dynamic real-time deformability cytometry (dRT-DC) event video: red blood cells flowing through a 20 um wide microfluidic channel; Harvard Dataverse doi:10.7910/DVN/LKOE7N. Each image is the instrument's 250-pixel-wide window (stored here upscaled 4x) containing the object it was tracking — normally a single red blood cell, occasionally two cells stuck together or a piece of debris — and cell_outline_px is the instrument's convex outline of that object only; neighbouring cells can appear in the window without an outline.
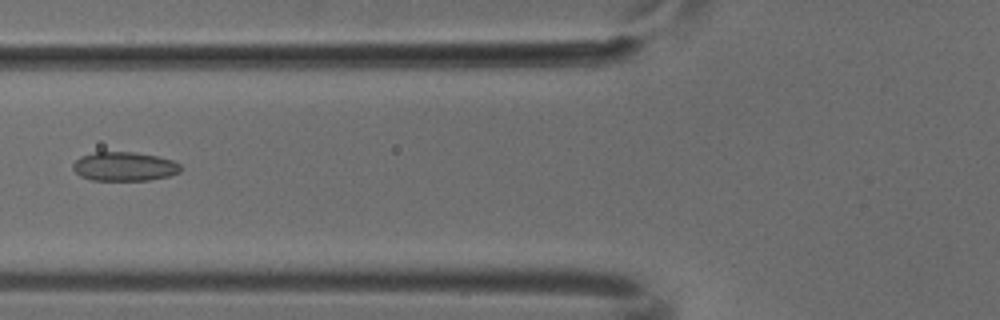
{"species": "common noctule bat (a hibernating species)", "species_latin": "Nyctalus noctula", "temperature_condition": "cold", "stored_images_in_passage": 5, "camera_frame_rate_fps": 3000, "um_per_image_px": 0.085, "animal": {"sex": "male", "body_mass_g": 18.8}, "frame": {"image": 1, "passage_image": 5, "time_ms": 1.333, "image_size_px": [1000, 320], "cell_outline_px": [[180, 172], [168, 176], [152, 180], [92, 180], [80, 176], [72, 168], [72, 164], [80, 156], [96, 152], [136, 152], [156, 156], [172, 160], [180, 164]], "centroid_in_image_um": [10.56, 14.15], "position_along_channel_um": 115.2, "area_um2": 18.21}}